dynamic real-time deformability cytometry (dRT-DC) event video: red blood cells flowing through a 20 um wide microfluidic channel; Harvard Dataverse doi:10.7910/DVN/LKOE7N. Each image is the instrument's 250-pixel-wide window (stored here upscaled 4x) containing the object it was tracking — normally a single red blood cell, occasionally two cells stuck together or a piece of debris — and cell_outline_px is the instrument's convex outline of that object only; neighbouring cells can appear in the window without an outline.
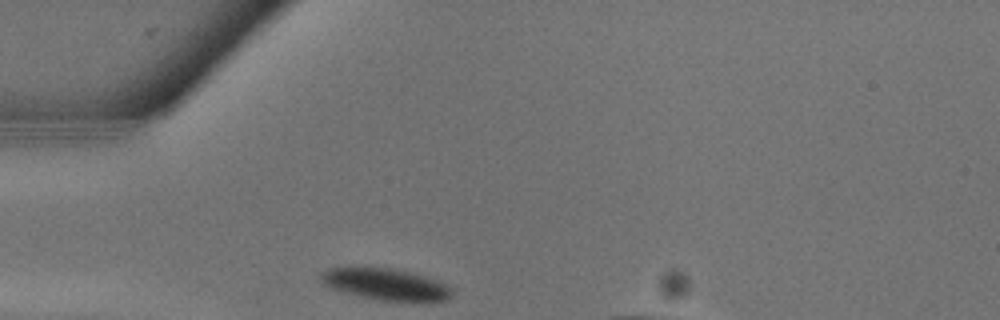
{"species": "common noctule bat (a hibernating species)", "species_latin": "Nyctalus noctula", "temperature_condition": "warm", "stored_images_in_passage": 5, "camera_frame_rate_fps": 3000, "um_per_image_px": 0.085, "animal": {"sex": "male", "body_mass_g": 13.3}, "frame": {"image": 1, "passage_image": 1, "time_ms": 0.0, "image_size_px": [1000, 320], "cell_outline_px": [[452, 296], [448, 300], [428, 304], [384, 300], [364, 296], [332, 288], [324, 284], [320, 280], [320, 276], [328, 268], [396, 268], [440, 280], [448, 284], [452, 288]], "centroid_in_image_um": [32.97, 24.19], "position_along_channel_um": 52.0, "area_um2": 24.45}}
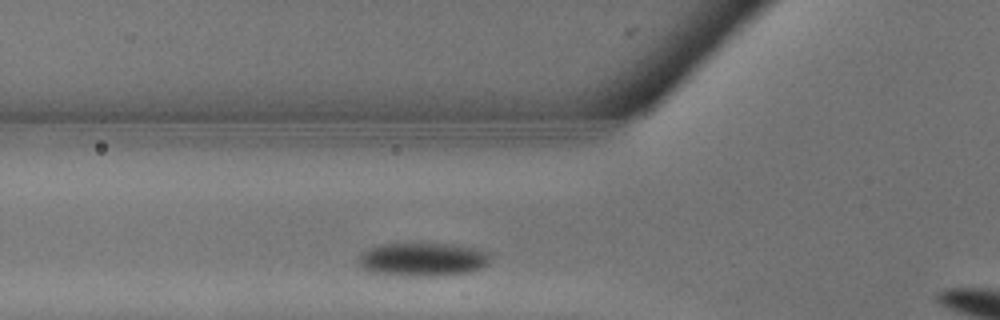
{"frame": {"image": 2, "passage_image": 3, "time_ms": 0.667, "image_size_px": [1000, 320], "cell_outline_px": [[492, 260], [488, 264], [472, 272], [432, 276], [408, 276], [368, 272], [360, 268], [360, 256], [368, 248], [384, 244], [464, 244], [480, 248], [492, 252]], "centroid_in_image_um": [36.05, 22.05], "position_along_channel_um": 89.8, "area_um2": 26.24}}
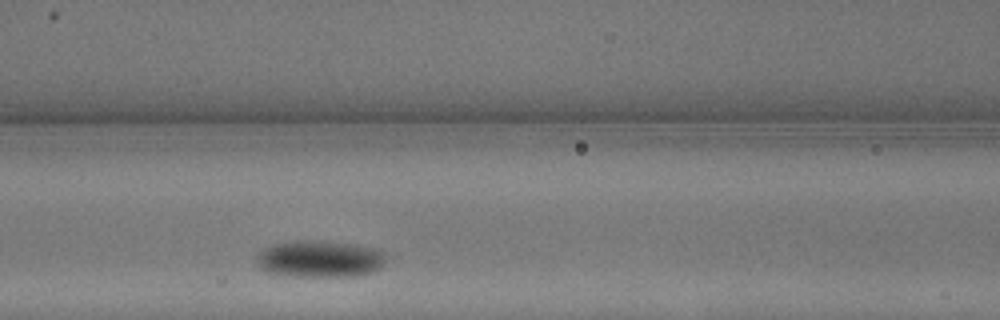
{"frame": {"image": 3, "passage_image": 5, "time_ms": 1.333, "image_size_px": [1000, 320], "cell_outline_px": [[384, 264], [376, 272], [356, 276], [292, 276], [264, 272], [256, 264], [256, 256], [264, 248], [272, 244], [292, 240], [316, 240], [356, 244], [372, 248], [384, 252]], "centroid_in_image_um": [27.15, 22.01], "position_along_channel_um": 139.5, "area_um2": 28.21}}